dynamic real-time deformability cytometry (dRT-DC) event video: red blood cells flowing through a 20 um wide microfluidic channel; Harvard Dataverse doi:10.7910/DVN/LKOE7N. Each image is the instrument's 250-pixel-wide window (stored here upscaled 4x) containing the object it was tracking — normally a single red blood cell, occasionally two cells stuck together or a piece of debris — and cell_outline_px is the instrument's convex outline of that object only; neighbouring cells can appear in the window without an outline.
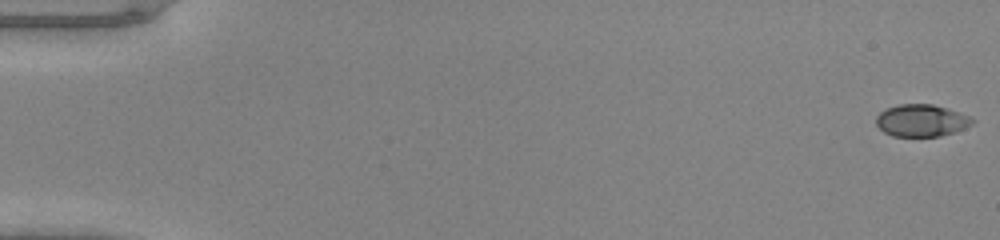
{"species": "common noctule bat (a hibernating species)", "species_latin": "Nyctalus noctula", "temperature_condition": "warm", "stored_images_in_passage": 49, "camera_frame_rate_fps": 3000, "um_per_image_px": 0.085, "animal": {"sex": "male", "body_mass_g": 20.0, "forearm_length_mm": 53.3}, "frame": {"image": 1, "passage_image": 1, "time_ms": 0.0, "image_size_px": [1000, 240], "cell_outline_px": [[976, 120], [972, 124], [956, 132], [940, 136], [892, 136], [884, 132], [876, 124], [876, 116], [884, 108], [900, 104], [932, 104], [948, 108], [968, 116]], "centroid_in_image_um": [78.31, 10.24], "position_along_channel_um": 6.7, "area_um2": 18.09}}
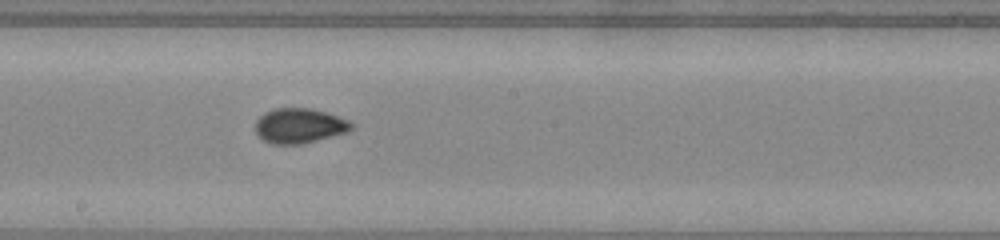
{"frame": {"image": 2, "passage_image": 28, "time_ms": 9.0, "image_size_px": [1000, 240], "cell_outline_px": [[356, 128], [348, 132], [300, 144], [272, 144], [264, 140], [256, 132], [256, 120], [264, 112], [276, 108], [312, 108], [348, 120], [356, 124]], "centroid_in_image_um": [25.48, 10.68], "position_along_channel_um": 222.7, "area_um2": 19.54}}
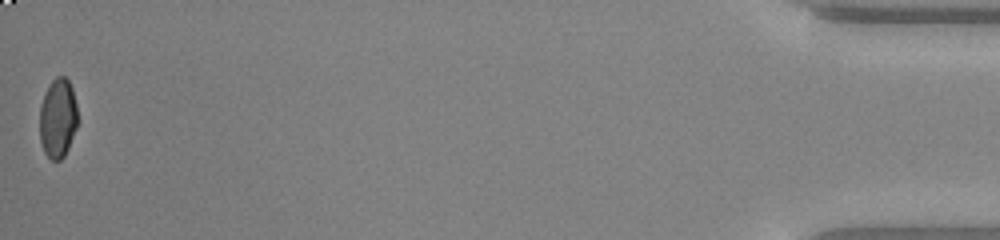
{"frame": {"image": 3, "passage_image": 49, "time_ms": 16.0, "image_size_px": [1000, 240], "cell_outline_px": [[80, 120], [68, 148], [64, 156], [60, 160], [52, 160], [44, 152], [40, 140], [40, 104], [44, 92], [48, 84], [56, 76], [64, 76], [68, 80], [72, 88]], "centroid_in_image_um": [4.93, 10.02], "position_along_channel_um": 430.3, "area_um2": 17.98}}